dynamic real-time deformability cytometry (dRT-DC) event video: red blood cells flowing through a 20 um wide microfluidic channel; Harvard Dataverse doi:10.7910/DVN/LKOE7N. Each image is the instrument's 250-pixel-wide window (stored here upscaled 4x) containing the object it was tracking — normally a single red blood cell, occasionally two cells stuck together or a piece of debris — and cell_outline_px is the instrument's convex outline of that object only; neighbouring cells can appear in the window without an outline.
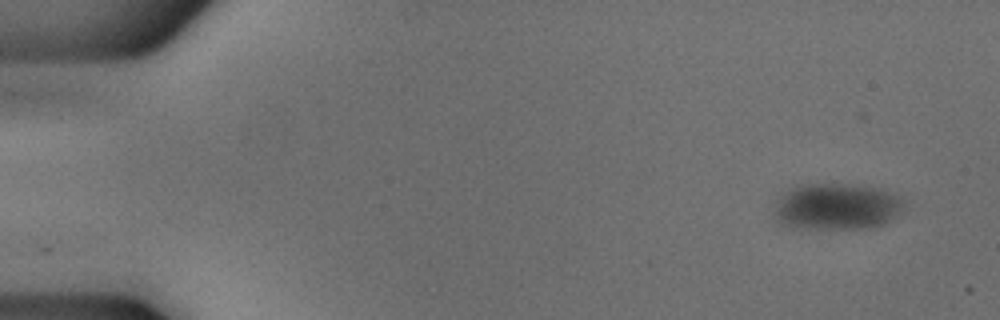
{"species": "common noctule bat (a hibernating species)", "species_latin": "Nyctalus noctula", "temperature_condition": "cold", "stored_images_in_passage": 51, "camera_frame_rate_fps": 3000, "um_per_image_px": 0.085, "animal": {"sex": "male", "body_mass_g": 18.8}, "frame": {"image": 1, "passage_image": 1, "time_ms": 0.0, "image_size_px": [1000, 320], "cell_outline_px": [[904, 208], [900, 216], [884, 224], [864, 228], [792, 228], [784, 224], [776, 216], [776, 204], [780, 196], [788, 188], [800, 184], [848, 184], [880, 188], [900, 196], [904, 200]], "centroid_in_image_um": [71.18, 17.55], "position_along_channel_um": 13.8, "area_um2": 35.32}}
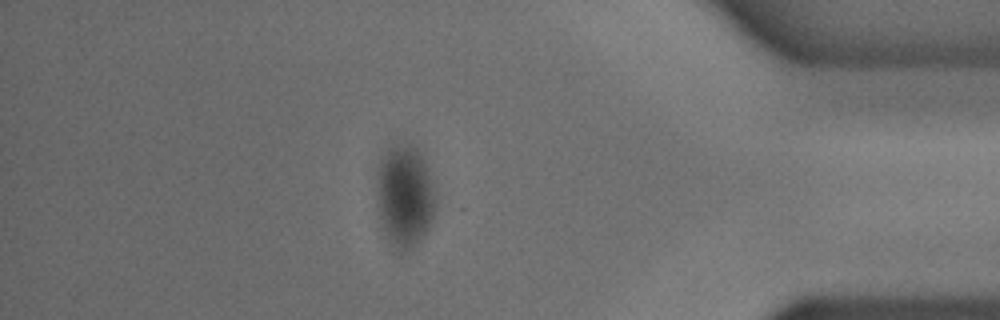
{"frame": {"image": 2, "passage_image": 44, "time_ms": 14.333, "image_size_px": [1000, 320], "cell_outline_px": [[436, 208], [432, 220], [428, 228], [420, 240], [412, 248], [400, 256], [396, 252], [388, 240], [384, 232], [380, 216], [376, 168], [380, 160], [392, 140], [404, 140], [412, 144], [420, 152], [428, 168], [432, 180], [436, 196]], "centroid_in_image_um": [34.41, 16.61], "position_along_channel_um": 400.8, "area_um2": 36.18}}
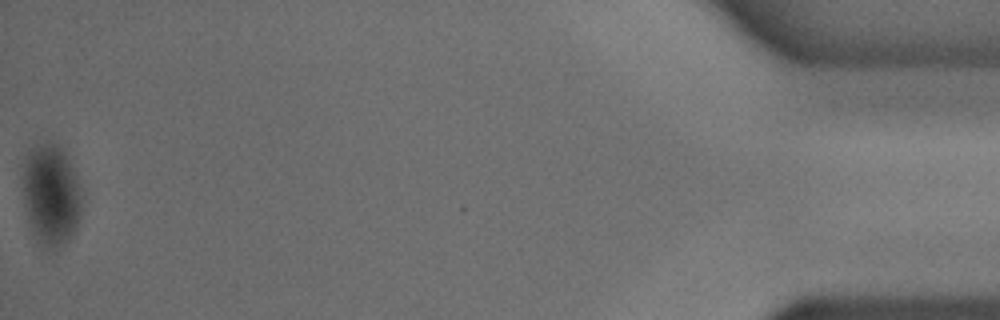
{"frame": {"image": 3, "passage_image": 51, "time_ms": 16.667, "image_size_px": [1000, 320], "cell_outline_px": [[84, 200], [76, 232], [56, 252], [48, 252], [40, 248], [28, 228], [24, 204], [20, 176], [24, 160], [28, 148], [44, 140], [48, 140], [64, 148], [80, 184]], "centroid_in_image_um": [4.31, 16.6], "position_along_channel_um": 430.9, "area_um2": 37.45}}